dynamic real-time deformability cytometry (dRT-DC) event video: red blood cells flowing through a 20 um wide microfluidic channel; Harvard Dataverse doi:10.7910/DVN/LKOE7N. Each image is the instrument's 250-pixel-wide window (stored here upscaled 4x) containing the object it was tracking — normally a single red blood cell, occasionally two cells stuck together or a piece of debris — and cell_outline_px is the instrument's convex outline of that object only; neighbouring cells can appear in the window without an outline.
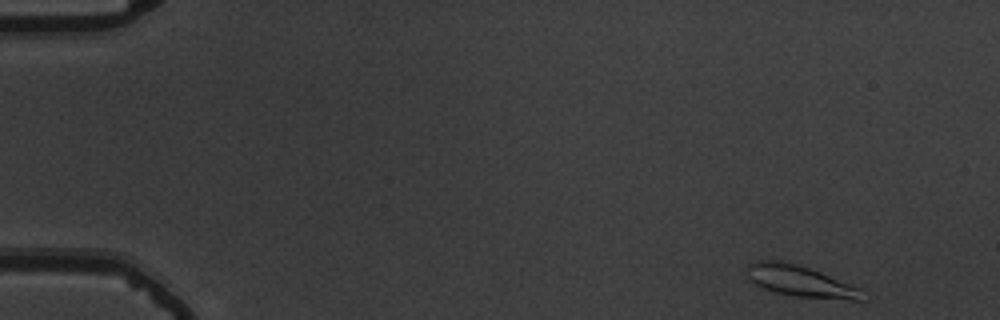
{"species": "common noctule bat (a hibernating species)", "species_latin": "Nyctalus noctula", "temperature_condition": "warm", "stored_images_in_passage": 52, "camera_frame_rate_fps": 3000, "um_per_image_px": 0.085, "animal": {"sex": "male", "body_mass_g": 19.5, "forearm_length_mm": 54.6}, "frame": {"image": 1, "passage_image": 1, "time_ms": 0.0, "image_size_px": [1000, 320], "cell_outline_px": [[872, 296], [868, 300], [852, 300], [796, 296], [776, 292], [752, 284], [748, 280], [744, 272], [748, 264], [756, 260], [784, 260], [820, 272], [864, 288]], "centroid_in_image_um": [68.11, 23.91], "position_along_channel_um": 16.9, "area_um2": 21.85}}
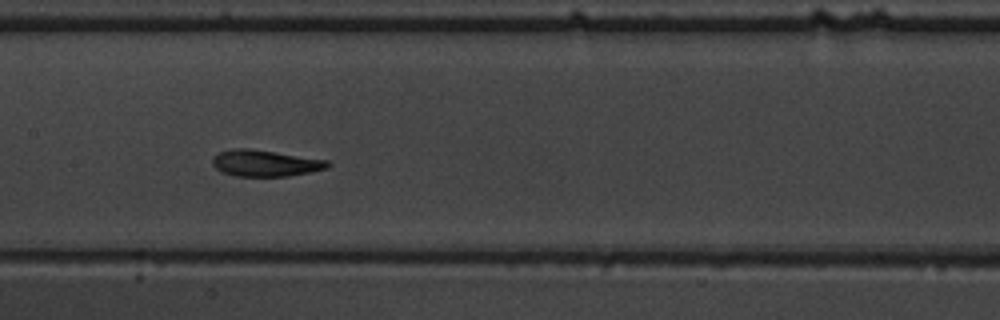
{"frame": {"image": 2, "passage_image": 25, "time_ms": 8.0, "image_size_px": [1000, 320], "cell_outline_px": [[332, 164], [328, 168], [288, 176], [236, 176], [220, 172], [212, 164], [212, 156], [216, 152], [232, 148], [248, 148], [328, 160]], "centroid_in_image_um": [22.49, 13.86], "position_along_channel_um": 184.9, "area_um2": 17.86}}
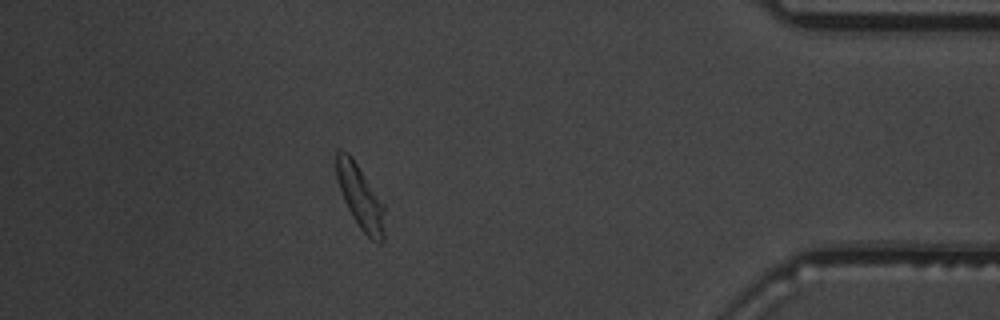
{"frame": {"image": 3, "passage_image": 46, "time_ms": 15.0, "image_size_px": [1000, 320], "cell_outline_px": [[384, 240], [380, 244], [372, 240], [360, 228], [352, 216], [344, 200], [336, 180], [336, 152], [340, 148], [348, 152], [352, 156], [384, 204]], "centroid_in_image_um": [30.61, 16.72], "position_along_channel_um": 404.6, "area_um2": 18.03}, "authors_computed_cell_mechanics": {"area_um2": 17.7446, "velocity_mm_per_s": 3.6843, "shape_relaxation_time_tau1_ms": 3.5095, "shape_relaxation_time_tau2_ms": 1.6472, "deformation_change_tau1": 0.1678, "deformation_change_tau2": 0.0898}}